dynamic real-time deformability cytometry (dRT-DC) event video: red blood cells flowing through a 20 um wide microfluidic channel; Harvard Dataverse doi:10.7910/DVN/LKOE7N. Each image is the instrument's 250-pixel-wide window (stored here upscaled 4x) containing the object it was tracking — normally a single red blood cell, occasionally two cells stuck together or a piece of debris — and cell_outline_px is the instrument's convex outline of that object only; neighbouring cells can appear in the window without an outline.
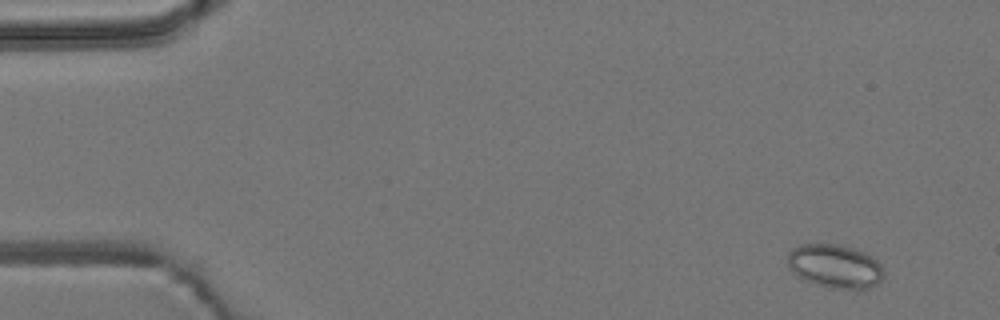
{"species": "common noctule bat (a hibernating species)", "species_latin": "Nyctalus noctula", "temperature_condition": "room temperature", "stored_images_in_passage": 54, "camera_frame_rate_fps": 3000, "um_per_image_px": 0.085, "animal": {"sex": "male", "body_mass_g": 19.2, "forearm_length_mm": 51.8}, "frame": {"image": 1, "passage_image": 4, "time_ms": 1.0, "image_size_px": [1000, 320], "cell_outline_px": [[884, 276], [876, 284], [868, 288], [832, 288], [816, 284], [792, 272], [788, 268], [788, 252], [792, 248], [800, 244], [836, 244], [852, 248], [864, 252], [872, 256], [880, 264], [884, 272]], "centroid_in_image_um": [70.96, 22.61], "position_along_channel_um": 14.0, "area_um2": 24.22}}
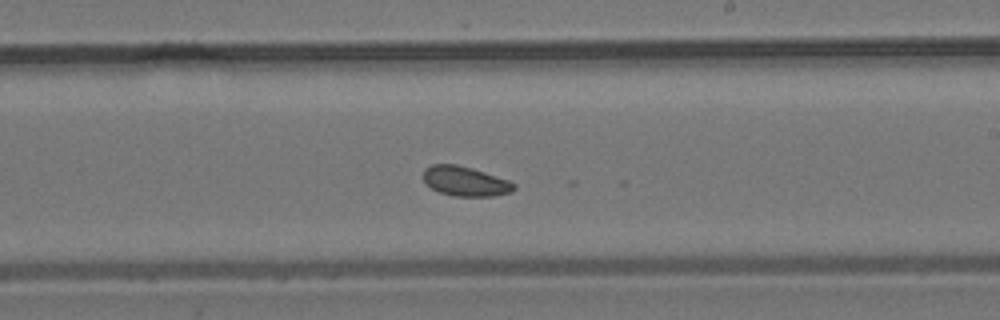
{"frame": {"image": 2, "passage_image": 32, "time_ms": 10.333, "image_size_px": [1000, 320], "cell_outline_px": [[516, 188], [512, 192], [492, 196], [456, 196], [440, 192], [432, 188], [424, 180], [424, 168], [432, 164], [456, 164], [472, 168], [508, 180], [516, 184]], "centroid_in_image_um": [39.57, 15.4], "position_along_channel_um": 249.4, "area_um2": 15.55}}
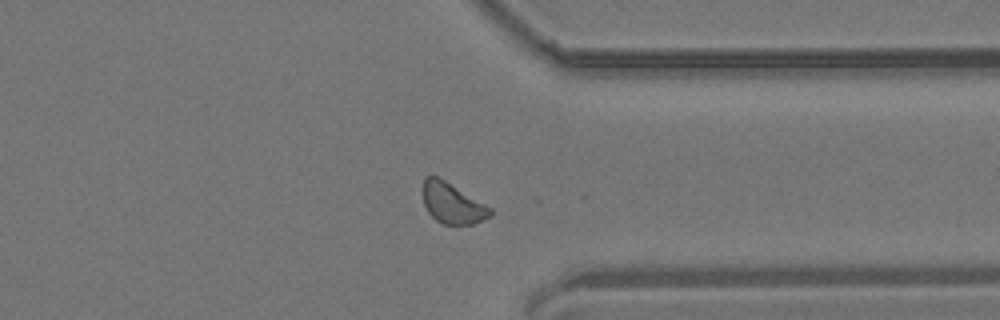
{"frame": {"image": 3, "passage_image": 42, "time_ms": 13.667, "image_size_px": [1000, 320], "cell_outline_px": [[492, 216], [472, 224], [440, 224], [428, 212], [424, 204], [424, 176], [436, 176], [444, 180], [492, 208]], "centroid_in_image_um": [38.46, 17.3], "position_along_channel_um": 372.9, "area_um2": 15.66}, "authors_computed_cell_mechanics": {"area_um2": 16.473, "velocity_mm_per_s": 3.7946, "shape_relaxation_time_tau1_ms": null, "shape_relaxation_time_tau2_ms": 5.3286, "deformation_change_tau1": null, "deformation_change_tau2": 0.1023}}